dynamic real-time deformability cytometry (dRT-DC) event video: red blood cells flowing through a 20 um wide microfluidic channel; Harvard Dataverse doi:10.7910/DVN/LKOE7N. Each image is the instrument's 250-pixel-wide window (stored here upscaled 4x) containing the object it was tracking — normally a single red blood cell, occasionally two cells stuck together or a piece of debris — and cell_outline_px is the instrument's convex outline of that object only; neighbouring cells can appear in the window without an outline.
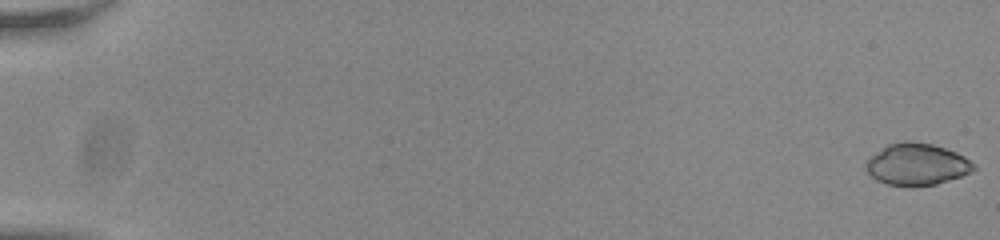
{"species": "common noctule bat (a hibernating species)", "species_latin": "Nyctalus noctula", "temperature_condition": "room temperature", "stored_images_in_passage": 57, "camera_frame_rate_fps": 3000, "um_per_image_px": 0.085, "animal": {"sex": "male", "body_mass_g": 20.0, "forearm_length_mm": 53.3}, "frame": {"image": 1, "passage_image": 1, "time_ms": 0.0, "image_size_px": [1000, 240], "cell_outline_px": [[976, 168], [972, 172], [936, 184], [912, 188], [888, 184], [876, 180], [868, 172], [868, 160], [872, 156], [888, 144], [904, 140], [908, 140], [932, 144], [956, 152], [964, 156], [976, 164]], "centroid_in_image_um": [77.98, 13.98], "position_along_channel_um": 7.0, "area_um2": 26.24}}
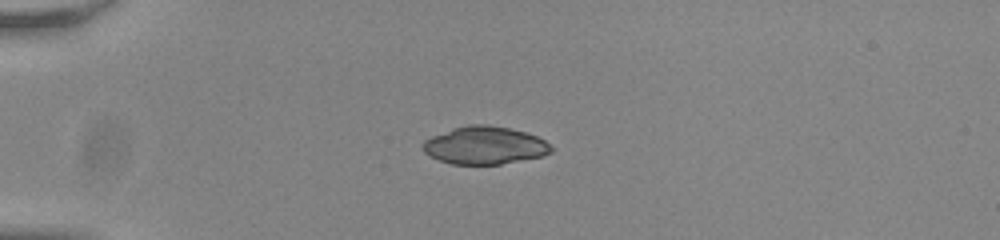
{"frame": {"image": 2, "passage_image": 16, "time_ms": 5.0, "image_size_px": [1000, 240], "cell_outline_px": [[552, 152], [540, 156], [500, 164], [452, 164], [428, 156], [424, 152], [424, 140], [432, 136], [452, 128], [468, 124], [488, 124], [508, 128], [524, 132], [536, 136], [544, 140], [552, 148]], "centroid_in_image_um": [41.17, 12.35], "position_along_channel_um": 43.8, "area_um2": 27.98}}
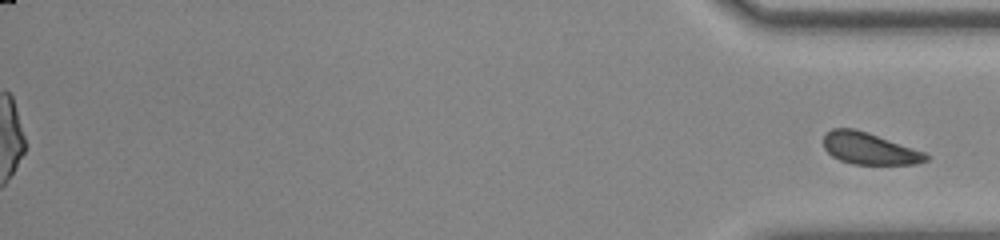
{"frame": {"image": 3, "passage_image": 57, "time_ms": 18.667, "image_size_px": [1000, 240], "cell_outline_px": [[928, 160], [916, 164], [852, 164], [840, 160], [832, 156], [824, 148], [824, 136], [832, 128], [852, 128], [868, 132], [924, 152], [928, 156]], "centroid_in_image_um": [73.87, 12.63], "position_along_channel_um": 361.3, "area_um2": 18.79}}